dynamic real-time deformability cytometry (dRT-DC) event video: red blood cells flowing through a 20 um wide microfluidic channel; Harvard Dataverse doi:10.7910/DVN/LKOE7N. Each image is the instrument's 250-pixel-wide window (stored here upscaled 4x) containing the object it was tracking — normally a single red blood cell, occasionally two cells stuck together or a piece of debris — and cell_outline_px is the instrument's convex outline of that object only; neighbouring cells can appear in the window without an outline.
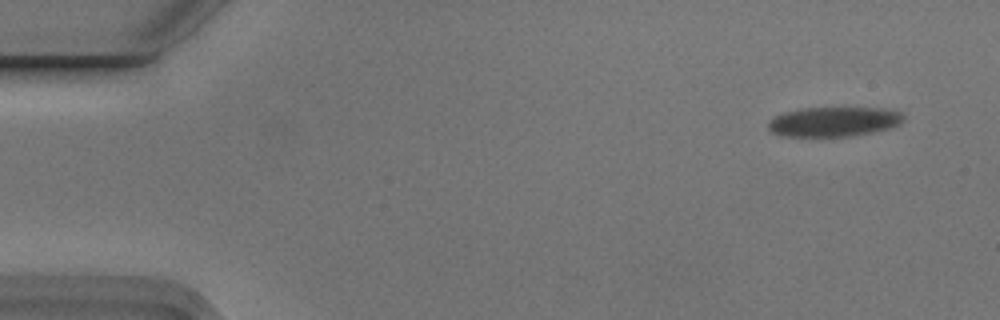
{"species": "Egyptian fruit bat (a non-hibernating species)", "species_latin": "Rousettus aegyptiacus", "temperature_condition": "cold", "stored_images_in_passage": 2, "segment_of_instrument_passage": [2, 2], "camera_frame_rate_fps": 3000, "um_per_image_px": 0.085, "animal": {"sex": "male"}, "frame": {"image": 1, "passage_image": 2, "time_ms": 0.333, "image_size_px": [1000, 320], "cell_outline_px": [[904, 120], [900, 124], [892, 128], [852, 136], [780, 136], [772, 132], [768, 128], [768, 120], [784, 112], [808, 108], [884, 108], [900, 112], [904, 116]], "centroid_in_image_um": [70.9, 10.35], "position_along_channel_um": 14.1, "area_um2": 23.41}}